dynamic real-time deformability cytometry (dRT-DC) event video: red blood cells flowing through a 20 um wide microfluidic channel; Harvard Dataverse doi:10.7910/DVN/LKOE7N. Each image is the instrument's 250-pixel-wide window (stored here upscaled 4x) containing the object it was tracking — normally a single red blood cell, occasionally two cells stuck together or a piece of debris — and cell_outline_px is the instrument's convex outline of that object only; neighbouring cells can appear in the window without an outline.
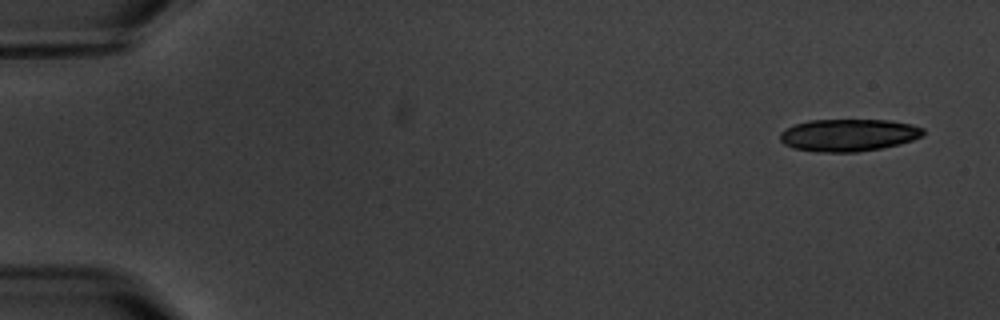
{"species": "common noctule bat (a hibernating species)", "species_latin": "Nyctalus noctula", "temperature_condition": "warm", "stored_images_in_passage": 5, "camera_frame_rate_fps": 3000, "um_per_image_px": 0.085, "animal": {"sex": "male", "body_mass_g": 20.1, "forearm_length_mm": 53.5}, "frame": {"image": 1, "passage_image": 1, "time_ms": 0.0, "image_size_px": [1000, 320], "cell_outline_px": [[924, 132], [920, 136], [912, 140], [900, 144], [880, 148], [856, 152], [816, 152], [792, 148], [784, 144], [780, 140], [780, 132], [796, 124], [808, 120], [888, 120], [912, 124], [924, 128]], "centroid_in_image_um": [72.11, 11.48], "position_along_channel_um": 12.9, "area_um2": 26.93}}